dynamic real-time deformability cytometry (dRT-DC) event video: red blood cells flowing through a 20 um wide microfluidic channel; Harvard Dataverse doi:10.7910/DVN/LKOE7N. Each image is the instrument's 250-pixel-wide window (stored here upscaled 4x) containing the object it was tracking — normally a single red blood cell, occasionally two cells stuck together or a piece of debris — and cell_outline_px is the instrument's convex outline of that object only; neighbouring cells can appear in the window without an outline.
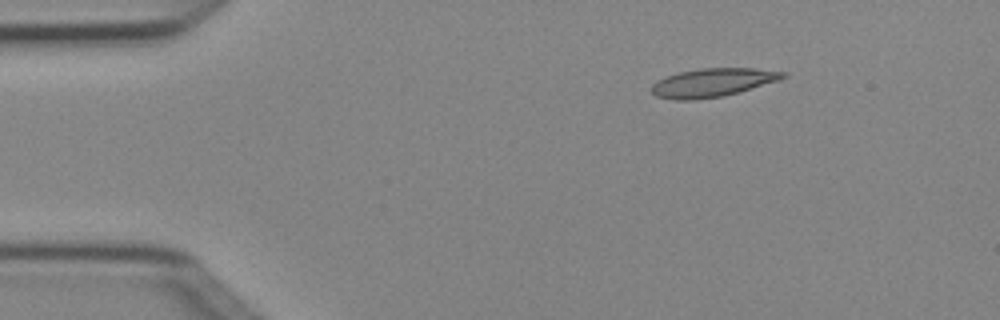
{"species": "Egyptian fruit bat (a non-hibernating species)", "species_latin": "Rousettus aegyptiacus", "temperature_condition": "cold", "stored_images_in_passage": 3, "camera_frame_rate_fps": 3000, "um_per_image_px": 0.085, "animal": {"sex": "female"}, "frame": {"image": 1, "passage_image": 2, "time_ms": 0.333, "image_size_px": [1000, 320], "cell_outline_px": [[788, 76], [780, 80], [724, 96], [692, 100], [676, 100], [656, 96], [652, 92], [652, 84], [668, 76], [680, 72], [700, 68], [752, 68], [788, 72]], "centroid_in_image_um": [60.62, 7.02], "position_along_channel_um": 24.4, "area_um2": 21.68}}